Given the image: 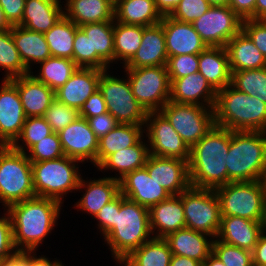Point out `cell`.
I'll list each match as a JSON object with an SVG mask.
<instances>
[{"instance_id": "obj_65", "label": "cell", "mask_w": 266, "mask_h": 266, "mask_svg": "<svg viewBox=\"0 0 266 266\" xmlns=\"http://www.w3.org/2000/svg\"><path fill=\"white\" fill-rule=\"evenodd\" d=\"M211 6H229L230 0H207Z\"/></svg>"}, {"instance_id": "obj_1", "label": "cell", "mask_w": 266, "mask_h": 266, "mask_svg": "<svg viewBox=\"0 0 266 266\" xmlns=\"http://www.w3.org/2000/svg\"><path fill=\"white\" fill-rule=\"evenodd\" d=\"M61 202L35 196L9 206L16 251H35L54 229L59 218Z\"/></svg>"}, {"instance_id": "obj_25", "label": "cell", "mask_w": 266, "mask_h": 266, "mask_svg": "<svg viewBox=\"0 0 266 266\" xmlns=\"http://www.w3.org/2000/svg\"><path fill=\"white\" fill-rule=\"evenodd\" d=\"M150 228L154 238H165L168 234L186 227L181 194L171 195L149 208ZM156 230V232H155Z\"/></svg>"}, {"instance_id": "obj_22", "label": "cell", "mask_w": 266, "mask_h": 266, "mask_svg": "<svg viewBox=\"0 0 266 266\" xmlns=\"http://www.w3.org/2000/svg\"><path fill=\"white\" fill-rule=\"evenodd\" d=\"M263 231L264 221L222 216L216 239L252 252Z\"/></svg>"}, {"instance_id": "obj_35", "label": "cell", "mask_w": 266, "mask_h": 266, "mask_svg": "<svg viewBox=\"0 0 266 266\" xmlns=\"http://www.w3.org/2000/svg\"><path fill=\"white\" fill-rule=\"evenodd\" d=\"M145 125L118 124L113 130L99 139L96 167H98L108 156L135 145L141 137H144L143 127Z\"/></svg>"}, {"instance_id": "obj_14", "label": "cell", "mask_w": 266, "mask_h": 266, "mask_svg": "<svg viewBox=\"0 0 266 266\" xmlns=\"http://www.w3.org/2000/svg\"><path fill=\"white\" fill-rule=\"evenodd\" d=\"M144 130L150 143L149 154L189 162L190 148L160 111L147 113Z\"/></svg>"}, {"instance_id": "obj_59", "label": "cell", "mask_w": 266, "mask_h": 266, "mask_svg": "<svg viewBox=\"0 0 266 266\" xmlns=\"http://www.w3.org/2000/svg\"><path fill=\"white\" fill-rule=\"evenodd\" d=\"M34 251H28V266H61L62 262L61 261H50L47 257L35 256L36 253ZM33 254V255H32Z\"/></svg>"}, {"instance_id": "obj_54", "label": "cell", "mask_w": 266, "mask_h": 266, "mask_svg": "<svg viewBox=\"0 0 266 266\" xmlns=\"http://www.w3.org/2000/svg\"><path fill=\"white\" fill-rule=\"evenodd\" d=\"M86 120L98 139L105 136L119 124L109 112L89 117Z\"/></svg>"}, {"instance_id": "obj_4", "label": "cell", "mask_w": 266, "mask_h": 266, "mask_svg": "<svg viewBox=\"0 0 266 266\" xmlns=\"http://www.w3.org/2000/svg\"><path fill=\"white\" fill-rule=\"evenodd\" d=\"M215 125L231 131L266 132V103L231 85L217 91Z\"/></svg>"}, {"instance_id": "obj_33", "label": "cell", "mask_w": 266, "mask_h": 266, "mask_svg": "<svg viewBox=\"0 0 266 266\" xmlns=\"http://www.w3.org/2000/svg\"><path fill=\"white\" fill-rule=\"evenodd\" d=\"M155 0H118L114 6V19L127 25L152 26L162 20Z\"/></svg>"}, {"instance_id": "obj_50", "label": "cell", "mask_w": 266, "mask_h": 266, "mask_svg": "<svg viewBox=\"0 0 266 266\" xmlns=\"http://www.w3.org/2000/svg\"><path fill=\"white\" fill-rule=\"evenodd\" d=\"M242 30L266 58V19H245Z\"/></svg>"}, {"instance_id": "obj_62", "label": "cell", "mask_w": 266, "mask_h": 266, "mask_svg": "<svg viewBox=\"0 0 266 266\" xmlns=\"http://www.w3.org/2000/svg\"><path fill=\"white\" fill-rule=\"evenodd\" d=\"M255 19H266V0H256Z\"/></svg>"}, {"instance_id": "obj_12", "label": "cell", "mask_w": 266, "mask_h": 266, "mask_svg": "<svg viewBox=\"0 0 266 266\" xmlns=\"http://www.w3.org/2000/svg\"><path fill=\"white\" fill-rule=\"evenodd\" d=\"M99 90L107 104V111L119 124L145 125L147 112L134 97L128 77L120 79L104 70Z\"/></svg>"}, {"instance_id": "obj_52", "label": "cell", "mask_w": 266, "mask_h": 266, "mask_svg": "<svg viewBox=\"0 0 266 266\" xmlns=\"http://www.w3.org/2000/svg\"><path fill=\"white\" fill-rule=\"evenodd\" d=\"M15 252L16 249L13 244L12 223L10 216L6 211L4 216L0 217V262L13 255Z\"/></svg>"}, {"instance_id": "obj_7", "label": "cell", "mask_w": 266, "mask_h": 266, "mask_svg": "<svg viewBox=\"0 0 266 266\" xmlns=\"http://www.w3.org/2000/svg\"><path fill=\"white\" fill-rule=\"evenodd\" d=\"M214 191L219 199L221 216L265 220L266 180L229 182Z\"/></svg>"}, {"instance_id": "obj_6", "label": "cell", "mask_w": 266, "mask_h": 266, "mask_svg": "<svg viewBox=\"0 0 266 266\" xmlns=\"http://www.w3.org/2000/svg\"><path fill=\"white\" fill-rule=\"evenodd\" d=\"M35 196L32 163L27 152L0 146V203L7 209Z\"/></svg>"}, {"instance_id": "obj_55", "label": "cell", "mask_w": 266, "mask_h": 266, "mask_svg": "<svg viewBox=\"0 0 266 266\" xmlns=\"http://www.w3.org/2000/svg\"><path fill=\"white\" fill-rule=\"evenodd\" d=\"M0 4L9 23L18 25L23 17L25 0H0Z\"/></svg>"}, {"instance_id": "obj_5", "label": "cell", "mask_w": 266, "mask_h": 266, "mask_svg": "<svg viewBox=\"0 0 266 266\" xmlns=\"http://www.w3.org/2000/svg\"><path fill=\"white\" fill-rule=\"evenodd\" d=\"M150 234L149 209L120 193V209L116 211L115 226L104 237L112 257L120 263L133 250L152 239Z\"/></svg>"}, {"instance_id": "obj_61", "label": "cell", "mask_w": 266, "mask_h": 266, "mask_svg": "<svg viewBox=\"0 0 266 266\" xmlns=\"http://www.w3.org/2000/svg\"><path fill=\"white\" fill-rule=\"evenodd\" d=\"M169 266H203V264L188 257L172 254Z\"/></svg>"}, {"instance_id": "obj_24", "label": "cell", "mask_w": 266, "mask_h": 266, "mask_svg": "<svg viewBox=\"0 0 266 266\" xmlns=\"http://www.w3.org/2000/svg\"><path fill=\"white\" fill-rule=\"evenodd\" d=\"M17 87L26 117L43 116L55 99V91L31 74L10 79Z\"/></svg>"}, {"instance_id": "obj_17", "label": "cell", "mask_w": 266, "mask_h": 266, "mask_svg": "<svg viewBox=\"0 0 266 266\" xmlns=\"http://www.w3.org/2000/svg\"><path fill=\"white\" fill-rule=\"evenodd\" d=\"M145 167L151 179L159 183L170 195H180L191 186L188 161L149 154Z\"/></svg>"}, {"instance_id": "obj_18", "label": "cell", "mask_w": 266, "mask_h": 266, "mask_svg": "<svg viewBox=\"0 0 266 266\" xmlns=\"http://www.w3.org/2000/svg\"><path fill=\"white\" fill-rule=\"evenodd\" d=\"M120 193L127 199L148 209L171 195L148 174L146 167L127 173L119 180Z\"/></svg>"}, {"instance_id": "obj_13", "label": "cell", "mask_w": 266, "mask_h": 266, "mask_svg": "<svg viewBox=\"0 0 266 266\" xmlns=\"http://www.w3.org/2000/svg\"><path fill=\"white\" fill-rule=\"evenodd\" d=\"M243 20L229 6H211L191 24L207 47H226L242 30Z\"/></svg>"}, {"instance_id": "obj_8", "label": "cell", "mask_w": 266, "mask_h": 266, "mask_svg": "<svg viewBox=\"0 0 266 266\" xmlns=\"http://www.w3.org/2000/svg\"><path fill=\"white\" fill-rule=\"evenodd\" d=\"M78 162L64 155L58 159L32 163L35 195L62 203L64 195L78 188L81 178Z\"/></svg>"}, {"instance_id": "obj_48", "label": "cell", "mask_w": 266, "mask_h": 266, "mask_svg": "<svg viewBox=\"0 0 266 266\" xmlns=\"http://www.w3.org/2000/svg\"><path fill=\"white\" fill-rule=\"evenodd\" d=\"M199 54H185L168 57L169 79H178L198 72Z\"/></svg>"}, {"instance_id": "obj_36", "label": "cell", "mask_w": 266, "mask_h": 266, "mask_svg": "<svg viewBox=\"0 0 266 266\" xmlns=\"http://www.w3.org/2000/svg\"><path fill=\"white\" fill-rule=\"evenodd\" d=\"M141 138L135 145L119 150L108 156L98 167L99 170H115L120 176L115 175V179H122L127 173L145 166L149 155L147 143Z\"/></svg>"}, {"instance_id": "obj_15", "label": "cell", "mask_w": 266, "mask_h": 266, "mask_svg": "<svg viewBox=\"0 0 266 266\" xmlns=\"http://www.w3.org/2000/svg\"><path fill=\"white\" fill-rule=\"evenodd\" d=\"M0 87V146H11L19 137L27 118L17 87L4 80Z\"/></svg>"}, {"instance_id": "obj_10", "label": "cell", "mask_w": 266, "mask_h": 266, "mask_svg": "<svg viewBox=\"0 0 266 266\" xmlns=\"http://www.w3.org/2000/svg\"><path fill=\"white\" fill-rule=\"evenodd\" d=\"M132 93L148 112L160 111L170 100V80L167 66L124 68Z\"/></svg>"}, {"instance_id": "obj_43", "label": "cell", "mask_w": 266, "mask_h": 266, "mask_svg": "<svg viewBox=\"0 0 266 266\" xmlns=\"http://www.w3.org/2000/svg\"><path fill=\"white\" fill-rule=\"evenodd\" d=\"M53 133L51 126L43 116L27 117L22 127L21 133L11 147L17 151L26 153L37 142L45 139ZM22 141L23 144H19Z\"/></svg>"}, {"instance_id": "obj_20", "label": "cell", "mask_w": 266, "mask_h": 266, "mask_svg": "<svg viewBox=\"0 0 266 266\" xmlns=\"http://www.w3.org/2000/svg\"><path fill=\"white\" fill-rule=\"evenodd\" d=\"M103 71L97 68L78 67L69 80L55 90V98L79 111L85 101L99 89Z\"/></svg>"}, {"instance_id": "obj_44", "label": "cell", "mask_w": 266, "mask_h": 266, "mask_svg": "<svg viewBox=\"0 0 266 266\" xmlns=\"http://www.w3.org/2000/svg\"><path fill=\"white\" fill-rule=\"evenodd\" d=\"M212 253L226 266H253L252 252L215 239Z\"/></svg>"}, {"instance_id": "obj_47", "label": "cell", "mask_w": 266, "mask_h": 266, "mask_svg": "<svg viewBox=\"0 0 266 266\" xmlns=\"http://www.w3.org/2000/svg\"><path fill=\"white\" fill-rule=\"evenodd\" d=\"M73 60L78 67L97 68V53H91L90 38L80 27L75 31Z\"/></svg>"}, {"instance_id": "obj_16", "label": "cell", "mask_w": 266, "mask_h": 266, "mask_svg": "<svg viewBox=\"0 0 266 266\" xmlns=\"http://www.w3.org/2000/svg\"><path fill=\"white\" fill-rule=\"evenodd\" d=\"M58 135L65 156L81 163L90 160L96 166L99 139L85 118L79 116Z\"/></svg>"}, {"instance_id": "obj_29", "label": "cell", "mask_w": 266, "mask_h": 266, "mask_svg": "<svg viewBox=\"0 0 266 266\" xmlns=\"http://www.w3.org/2000/svg\"><path fill=\"white\" fill-rule=\"evenodd\" d=\"M198 72L216 91L230 85L231 71L226 47H207L200 52Z\"/></svg>"}, {"instance_id": "obj_67", "label": "cell", "mask_w": 266, "mask_h": 266, "mask_svg": "<svg viewBox=\"0 0 266 266\" xmlns=\"http://www.w3.org/2000/svg\"><path fill=\"white\" fill-rule=\"evenodd\" d=\"M109 1H111L115 5L118 0H109Z\"/></svg>"}, {"instance_id": "obj_21", "label": "cell", "mask_w": 266, "mask_h": 266, "mask_svg": "<svg viewBox=\"0 0 266 266\" xmlns=\"http://www.w3.org/2000/svg\"><path fill=\"white\" fill-rule=\"evenodd\" d=\"M169 80L171 83L170 101L214 109L217 91L201 73L196 72L183 78Z\"/></svg>"}, {"instance_id": "obj_28", "label": "cell", "mask_w": 266, "mask_h": 266, "mask_svg": "<svg viewBox=\"0 0 266 266\" xmlns=\"http://www.w3.org/2000/svg\"><path fill=\"white\" fill-rule=\"evenodd\" d=\"M61 0H25L24 13L18 24L27 30L45 33L64 15Z\"/></svg>"}, {"instance_id": "obj_2", "label": "cell", "mask_w": 266, "mask_h": 266, "mask_svg": "<svg viewBox=\"0 0 266 266\" xmlns=\"http://www.w3.org/2000/svg\"><path fill=\"white\" fill-rule=\"evenodd\" d=\"M230 147V130L214 125L190 149L189 180L195 188L215 190L227 184L226 159Z\"/></svg>"}, {"instance_id": "obj_3", "label": "cell", "mask_w": 266, "mask_h": 266, "mask_svg": "<svg viewBox=\"0 0 266 266\" xmlns=\"http://www.w3.org/2000/svg\"><path fill=\"white\" fill-rule=\"evenodd\" d=\"M227 184L266 180V132L231 131Z\"/></svg>"}, {"instance_id": "obj_38", "label": "cell", "mask_w": 266, "mask_h": 266, "mask_svg": "<svg viewBox=\"0 0 266 266\" xmlns=\"http://www.w3.org/2000/svg\"><path fill=\"white\" fill-rule=\"evenodd\" d=\"M78 26L63 15L44 33L51 56L73 60V43Z\"/></svg>"}, {"instance_id": "obj_39", "label": "cell", "mask_w": 266, "mask_h": 266, "mask_svg": "<svg viewBox=\"0 0 266 266\" xmlns=\"http://www.w3.org/2000/svg\"><path fill=\"white\" fill-rule=\"evenodd\" d=\"M143 26L127 25L114 19V62L122 60L125 66L141 45Z\"/></svg>"}, {"instance_id": "obj_64", "label": "cell", "mask_w": 266, "mask_h": 266, "mask_svg": "<svg viewBox=\"0 0 266 266\" xmlns=\"http://www.w3.org/2000/svg\"><path fill=\"white\" fill-rule=\"evenodd\" d=\"M12 29V25L6 19L2 6L0 4V31L10 30Z\"/></svg>"}, {"instance_id": "obj_46", "label": "cell", "mask_w": 266, "mask_h": 266, "mask_svg": "<svg viewBox=\"0 0 266 266\" xmlns=\"http://www.w3.org/2000/svg\"><path fill=\"white\" fill-rule=\"evenodd\" d=\"M28 151L27 156L31 163L54 160L64 156L59 135L55 132L37 142Z\"/></svg>"}, {"instance_id": "obj_9", "label": "cell", "mask_w": 266, "mask_h": 266, "mask_svg": "<svg viewBox=\"0 0 266 266\" xmlns=\"http://www.w3.org/2000/svg\"><path fill=\"white\" fill-rule=\"evenodd\" d=\"M160 112L191 149L215 125L214 109L168 101Z\"/></svg>"}, {"instance_id": "obj_51", "label": "cell", "mask_w": 266, "mask_h": 266, "mask_svg": "<svg viewBox=\"0 0 266 266\" xmlns=\"http://www.w3.org/2000/svg\"><path fill=\"white\" fill-rule=\"evenodd\" d=\"M120 209V194L107 203L94 217L98 220V227L105 237L115 226L116 211Z\"/></svg>"}, {"instance_id": "obj_63", "label": "cell", "mask_w": 266, "mask_h": 266, "mask_svg": "<svg viewBox=\"0 0 266 266\" xmlns=\"http://www.w3.org/2000/svg\"><path fill=\"white\" fill-rule=\"evenodd\" d=\"M203 266H226L223 264L218 257L211 253L203 262Z\"/></svg>"}, {"instance_id": "obj_37", "label": "cell", "mask_w": 266, "mask_h": 266, "mask_svg": "<svg viewBox=\"0 0 266 266\" xmlns=\"http://www.w3.org/2000/svg\"><path fill=\"white\" fill-rule=\"evenodd\" d=\"M172 252L164 238H152L133 250L120 264L124 266H169Z\"/></svg>"}, {"instance_id": "obj_49", "label": "cell", "mask_w": 266, "mask_h": 266, "mask_svg": "<svg viewBox=\"0 0 266 266\" xmlns=\"http://www.w3.org/2000/svg\"><path fill=\"white\" fill-rule=\"evenodd\" d=\"M210 7L211 5L207 0H180L169 16L181 22L192 23L207 12Z\"/></svg>"}, {"instance_id": "obj_66", "label": "cell", "mask_w": 266, "mask_h": 266, "mask_svg": "<svg viewBox=\"0 0 266 266\" xmlns=\"http://www.w3.org/2000/svg\"><path fill=\"white\" fill-rule=\"evenodd\" d=\"M264 230L266 231V209H265Z\"/></svg>"}, {"instance_id": "obj_11", "label": "cell", "mask_w": 266, "mask_h": 266, "mask_svg": "<svg viewBox=\"0 0 266 266\" xmlns=\"http://www.w3.org/2000/svg\"><path fill=\"white\" fill-rule=\"evenodd\" d=\"M181 200L186 227L216 238L222 216L215 191L190 186L181 193Z\"/></svg>"}, {"instance_id": "obj_19", "label": "cell", "mask_w": 266, "mask_h": 266, "mask_svg": "<svg viewBox=\"0 0 266 266\" xmlns=\"http://www.w3.org/2000/svg\"><path fill=\"white\" fill-rule=\"evenodd\" d=\"M161 23L168 57L199 54L207 48L191 23L175 20L169 15L163 16Z\"/></svg>"}, {"instance_id": "obj_60", "label": "cell", "mask_w": 266, "mask_h": 266, "mask_svg": "<svg viewBox=\"0 0 266 266\" xmlns=\"http://www.w3.org/2000/svg\"><path fill=\"white\" fill-rule=\"evenodd\" d=\"M180 0H155L157 10L162 16L170 15Z\"/></svg>"}, {"instance_id": "obj_32", "label": "cell", "mask_w": 266, "mask_h": 266, "mask_svg": "<svg viewBox=\"0 0 266 266\" xmlns=\"http://www.w3.org/2000/svg\"><path fill=\"white\" fill-rule=\"evenodd\" d=\"M11 34L21 59L29 72H31V63L37 62L36 64H39L51 57L44 33L30 31L19 25H14Z\"/></svg>"}, {"instance_id": "obj_31", "label": "cell", "mask_w": 266, "mask_h": 266, "mask_svg": "<svg viewBox=\"0 0 266 266\" xmlns=\"http://www.w3.org/2000/svg\"><path fill=\"white\" fill-rule=\"evenodd\" d=\"M64 15L78 27L114 20V4L109 0H65ZM66 10V11H65Z\"/></svg>"}, {"instance_id": "obj_45", "label": "cell", "mask_w": 266, "mask_h": 266, "mask_svg": "<svg viewBox=\"0 0 266 266\" xmlns=\"http://www.w3.org/2000/svg\"><path fill=\"white\" fill-rule=\"evenodd\" d=\"M43 117L55 133H59L79 117V111L58 101L56 98L45 111Z\"/></svg>"}, {"instance_id": "obj_41", "label": "cell", "mask_w": 266, "mask_h": 266, "mask_svg": "<svg viewBox=\"0 0 266 266\" xmlns=\"http://www.w3.org/2000/svg\"><path fill=\"white\" fill-rule=\"evenodd\" d=\"M0 68L6 70L4 80L30 74L15 46L11 29L0 31Z\"/></svg>"}, {"instance_id": "obj_40", "label": "cell", "mask_w": 266, "mask_h": 266, "mask_svg": "<svg viewBox=\"0 0 266 266\" xmlns=\"http://www.w3.org/2000/svg\"><path fill=\"white\" fill-rule=\"evenodd\" d=\"M40 72L38 75L30 74L39 82L44 83L54 91L64 85L78 66L74 60L60 57H49L41 62Z\"/></svg>"}, {"instance_id": "obj_53", "label": "cell", "mask_w": 266, "mask_h": 266, "mask_svg": "<svg viewBox=\"0 0 266 266\" xmlns=\"http://www.w3.org/2000/svg\"><path fill=\"white\" fill-rule=\"evenodd\" d=\"M106 112H108L107 104L103 98L102 92L98 89L85 101L79 110V116L87 119Z\"/></svg>"}, {"instance_id": "obj_42", "label": "cell", "mask_w": 266, "mask_h": 266, "mask_svg": "<svg viewBox=\"0 0 266 266\" xmlns=\"http://www.w3.org/2000/svg\"><path fill=\"white\" fill-rule=\"evenodd\" d=\"M232 87L266 103V67L231 72Z\"/></svg>"}, {"instance_id": "obj_34", "label": "cell", "mask_w": 266, "mask_h": 266, "mask_svg": "<svg viewBox=\"0 0 266 266\" xmlns=\"http://www.w3.org/2000/svg\"><path fill=\"white\" fill-rule=\"evenodd\" d=\"M79 27L90 38L91 53H97V69L108 70L114 61V20Z\"/></svg>"}, {"instance_id": "obj_30", "label": "cell", "mask_w": 266, "mask_h": 266, "mask_svg": "<svg viewBox=\"0 0 266 266\" xmlns=\"http://www.w3.org/2000/svg\"><path fill=\"white\" fill-rule=\"evenodd\" d=\"M226 49L231 72L266 67V58L243 30L228 41Z\"/></svg>"}, {"instance_id": "obj_26", "label": "cell", "mask_w": 266, "mask_h": 266, "mask_svg": "<svg viewBox=\"0 0 266 266\" xmlns=\"http://www.w3.org/2000/svg\"><path fill=\"white\" fill-rule=\"evenodd\" d=\"M208 237L211 238L208 240ZM164 239L167 241L172 254L188 257L202 264L212 253L214 241L213 236L187 227L168 234Z\"/></svg>"}, {"instance_id": "obj_58", "label": "cell", "mask_w": 266, "mask_h": 266, "mask_svg": "<svg viewBox=\"0 0 266 266\" xmlns=\"http://www.w3.org/2000/svg\"><path fill=\"white\" fill-rule=\"evenodd\" d=\"M0 266H28V251H16L1 261Z\"/></svg>"}, {"instance_id": "obj_57", "label": "cell", "mask_w": 266, "mask_h": 266, "mask_svg": "<svg viewBox=\"0 0 266 266\" xmlns=\"http://www.w3.org/2000/svg\"><path fill=\"white\" fill-rule=\"evenodd\" d=\"M253 266L266 265V231L260 235L252 251Z\"/></svg>"}, {"instance_id": "obj_27", "label": "cell", "mask_w": 266, "mask_h": 266, "mask_svg": "<svg viewBox=\"0 0 266 266\" xmlns=\"http://www.w3.org/2000/svg\"><path fill=\"white\" fill-rule=\"evenodd\" d=\"M82 188H86V191L75 206L94 217L101 208L120 194V183L115 177H103L89 182L81 177L77 190Z\"/></svg>"}, {"instance_id": "obj_56", "label": "cell", "mask_w": 266, "mask_h": 266, "mask_svg": "<svg viewBox=\"0 0 266 266\" xmlns=\"http://www.w3.org/2000/svg\"><path fill=\"white\" fill-rule=\"evenodd\" d=\"M256 0H230L229 7L242 19H255Z\"/></svg>"}, {"instance_id": "obj_23", "label": "cell", "mask_w": 266, "mask_h": 266, "mask_svg": "<svg viewBox=\"0 0 266 266\" xmlns=\"http://www.w3.org/2000/svg\"><path fill=\"white\" fill-rule=\"evenodd\" d=\"M168 55L162 23L143 27L141 45L124 68L155 67L167 64Z\"/></svg>"}]
</instances>
